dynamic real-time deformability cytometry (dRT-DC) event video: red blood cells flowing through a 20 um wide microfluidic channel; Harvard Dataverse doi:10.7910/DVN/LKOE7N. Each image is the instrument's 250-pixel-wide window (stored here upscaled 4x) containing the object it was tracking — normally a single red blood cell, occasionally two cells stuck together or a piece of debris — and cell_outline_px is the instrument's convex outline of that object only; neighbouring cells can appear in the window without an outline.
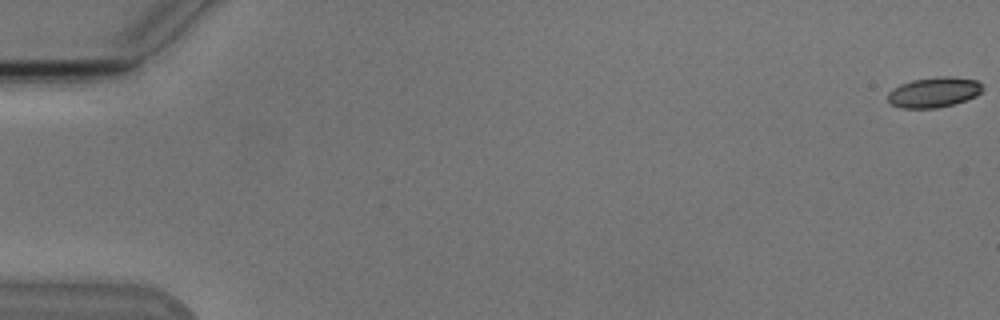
{"species": "Egyptian fruit bat (a non-hibernating species)", "species_latin": "Rousettus aegyptiacus", "temperature_condition": "cold", "stored_images_in_passage": 5, "camera_frame_rate_fps": 3000, "um_per_image_px": 0.085, "animal": {"sex": "male"}, "frame": {"image": 1, "passage_image": 1, "time_ms": 0.0, "image_size_px": [1000, 320], "cell_outline_px": [[984, 88], [976, 96], [952, 104], [936, 108], [900, 108], [892, 104], [888, 100], [888, 92], [892, 88], [900, 84], [912, 80], [936, 76], [956, 76], [976, 80]], "centroid_in_image_um": [79.36, 7.82], "position_along_channel_um": 5.6, "area_um2": 16.76}}
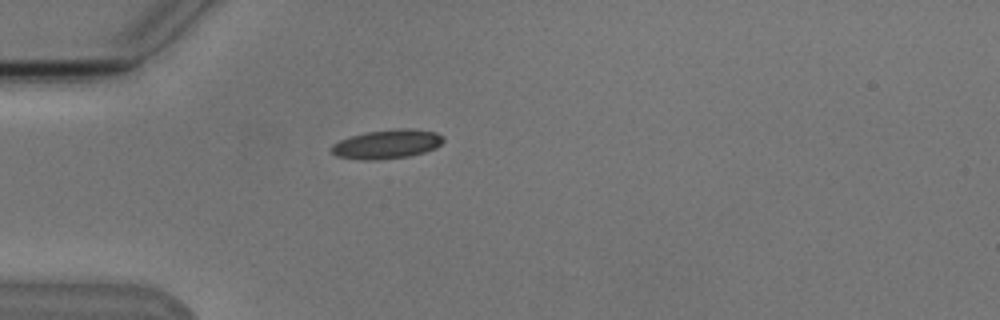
{"frame": {"image": 2, "passage_image": 5, "time_ms": 5.333, "image_size_px": [1000, 320], "cell_outline_px": [[444, 140], [436, 148], [424, 152], [408, 156], [372, 160], [364, 160], [336, 156], [328, 148], [332, 144], [340, 140], [364, 132], [396, 128], [408, 128], [436, 132], [444, 136]], "centroid_in_image_um": [32.88, 12.24], "position_along_channel_um": 52.1, "area_um2": 19.02}}